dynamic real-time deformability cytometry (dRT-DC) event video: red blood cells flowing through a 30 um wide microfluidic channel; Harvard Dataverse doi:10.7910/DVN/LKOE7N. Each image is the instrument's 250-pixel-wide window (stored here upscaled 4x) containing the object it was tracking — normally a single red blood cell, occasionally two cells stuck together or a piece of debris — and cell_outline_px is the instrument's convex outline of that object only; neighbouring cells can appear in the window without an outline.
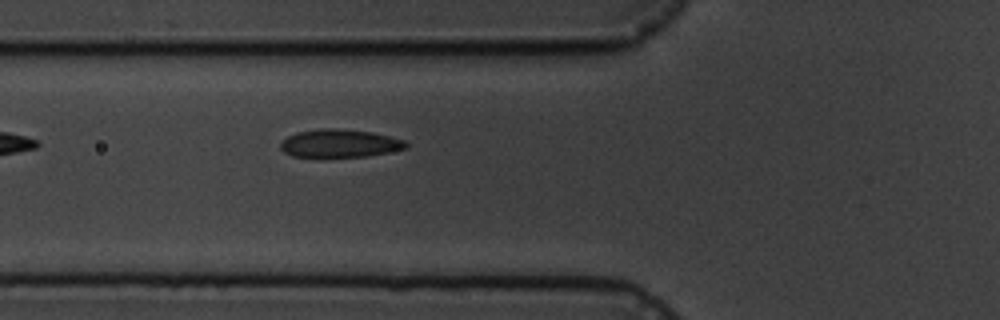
{"species": "common noctule bat (a hibernating species)", "species_latin": "Nyctalus noctula", "temperature_condition": "cold", "stored_images_in_passage": 6, "camera_frame_rate_fps": 3000, "um_per_image_px": 0.085, "animal": {"sex": "male", "body_mass_g": 19.5, "forearm_length_mm": 54.6}, "frame": {"image": 1, "passage_image": 6, "time_ms": 6.667, "image_size_px": [1000, 320], "cell_outline_px": [[408, 148], [368, 156], [292, 156], [284, 152], [280, 148], [280, 144], [288, 136], [296, 132], [320, 128], [336, 128], [372, 132], [404, 140], [408, 144]], "centroid_in_image_um": [28.88, 12.17], "position_along_channel_um": 96.9, "area_um2": 20.29}}